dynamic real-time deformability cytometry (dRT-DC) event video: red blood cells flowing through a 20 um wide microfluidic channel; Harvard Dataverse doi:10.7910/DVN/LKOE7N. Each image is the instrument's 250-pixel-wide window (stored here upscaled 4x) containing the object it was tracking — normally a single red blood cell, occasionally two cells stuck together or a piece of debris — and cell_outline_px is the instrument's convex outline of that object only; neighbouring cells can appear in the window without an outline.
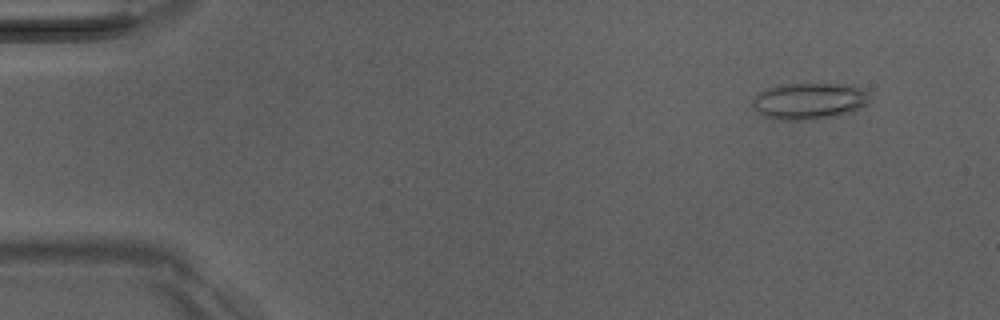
{"species": "Egyptian fruit bat (a non-hibernating species)", "species_latin": "Rousettus aegyptiacus", "temperature_condition": "room temperature", "stored_images_in_passage": 51, "camera_frame_rate_fps": 3000, "um_per_image_px": 0.085, "animal": {"sex": "male"}, "frame": {"image": 1, "passage_image": 5, "time_ms": 1.333, "image_size_px": [1000, 320], "cell_outline_px": [[868, 104], [852, 112], [836, 116], [816, 120], [780, 120], [764, 116], [752, 104], [752, 100], [760, 92], [768, 88], [780, 84], [852, 84], [868, 92]], "centroid_in_image_um": [68.82, 8.59], "position_along_channel_um": 16.2, "area_um2": 25.03}}
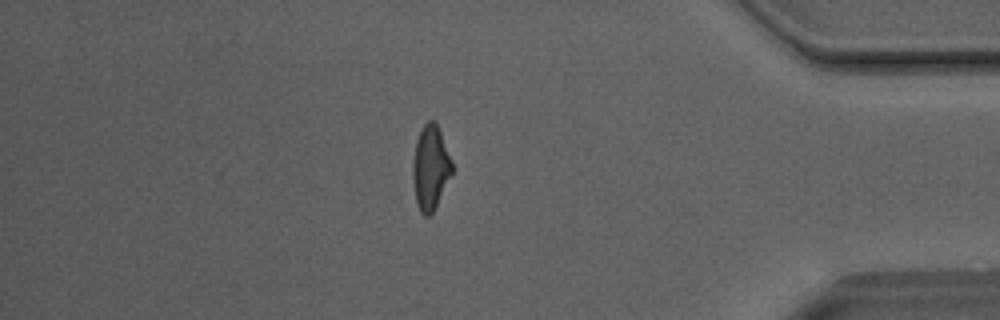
{"frame": {"image": 2, "passage_image": 44, "time_ms": 14.333, "image_size_px": [1000, 320], "cell_outline_px": [[452, 172], [432, 212], [428, 216], [424, 216], [420, 212], [416, 204], [412, 176], [412, 164], [416, 140], [424, 124], [428, 120], [432, 120], [436, 124], [440, 132], [452, 160]], "centroid_in_image_um": [36.56, 14.25], "position_along_channel_um": 398.6, "area_um2": 18.96}}
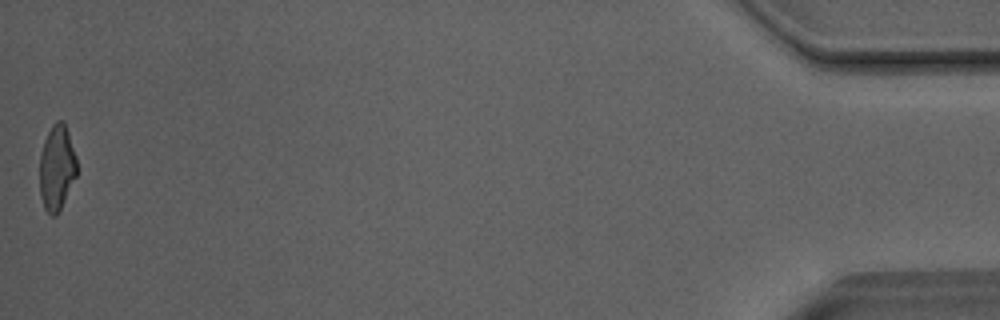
{"frame": {"image": 3, "passage_image": 51, "time_ms": 16.667, "image_size_px": [1000, 320], "cell_outline_px": [[76, 176], [56, 216], [52, 216], [44, 208], [40, 196], [40, 152], [44, 140], [52, 124], [56, 120], [64, 120], [76, 156]], "centroid_in_image_um": [4.81, 14.22], "position_along_channel_um": 430.4, "area_um2": 18.38}, "authors_computed_cell_mechanics": {"area_um2": 19.9988, "velocity_mm_per_s": 4.0776, "shape_relaxation_time_tau1_ms": 4.9266, "shape_relaxation_time_tau2_ms": 2.2279, "deformation_change_tau1": 0.1932, "deformation_change_tau2": 0.1179}}